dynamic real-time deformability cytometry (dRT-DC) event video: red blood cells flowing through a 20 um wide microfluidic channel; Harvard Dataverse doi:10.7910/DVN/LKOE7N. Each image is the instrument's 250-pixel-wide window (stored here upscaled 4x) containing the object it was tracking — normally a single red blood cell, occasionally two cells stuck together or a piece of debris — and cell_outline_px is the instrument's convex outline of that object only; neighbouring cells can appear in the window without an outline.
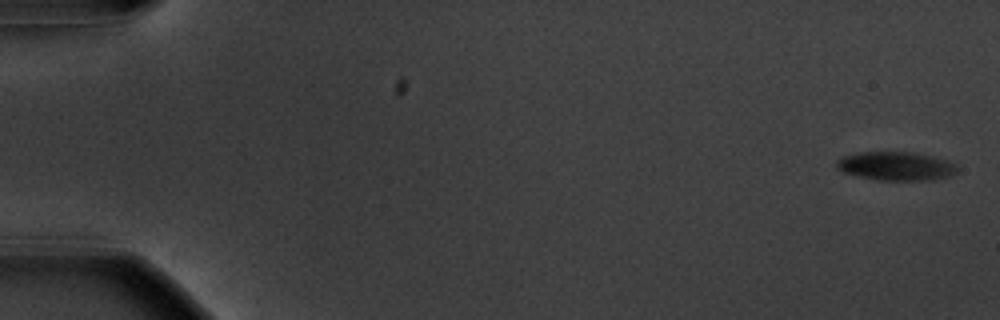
{"species": "common noctule bat (a hibernating species)", "species_latin": "Nyctalus noctula", "temperature_condition": "warm", "stored_images_in_passage": 23, "camera_frame_rate_fps": 3000, "um_per_image_px": 0.085, "animal": {"sex": "male", "body_mass_g": 20.1, "forearm_length_mm": 53.5}, "frame": {"image": 1, "passage_image": 1, "time_ms": 0.0, "image_size_px": [1000, 320], "cell_outline_px": [[960, 168], [952, 176], [932, 180], [876, 180], [844, 172], [836, 168], [836, 160], [844, 156], [860, 152], [912, 152], [932, 156], [948, 160], [956, 164]], "centroid_in_image_um": [76.21, 14.12], "position_along_channel_um": 8.8, "area_um2": 20.29}}
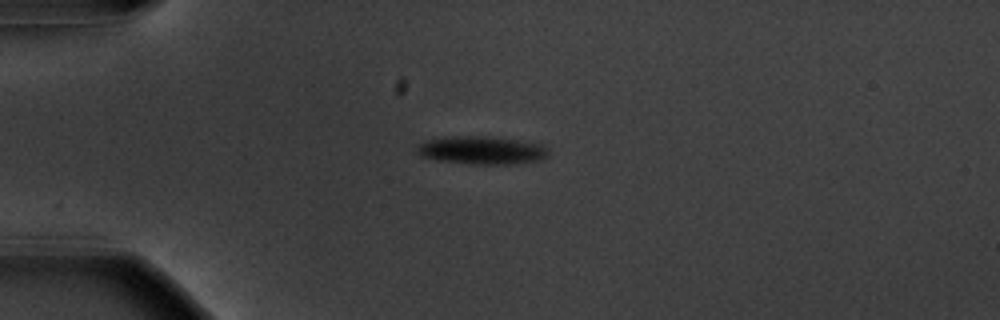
{"frame": {"image": 2, "passage_image": 15, "time_ms": 4.667, "image_size_px": [1000, 320], "cell_outline_px": [[548, 156], [540, 160], [512, 164], [472, 164], [440, 160], [420, 156], [416, 152], [416, 144], [424, 140], [444, 136], [488, 136], [540, 140], [544, 144], [548, 152]], "centroid_in_image_um": [41.01, 12.73], "position_along_channel_um": 44.0, "area_um2": 22.43}}
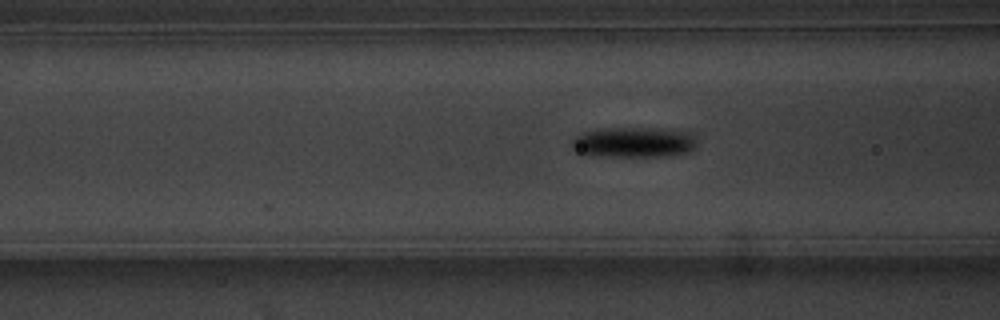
{"frame": {"image": 3, "passage_image": 23, "time_ms": 7.333, "image_size_px": [1000, 320], "cell_outline_px": [[696, 148], [688, 152], [672, 156], [592, 156], [576, 152], [572, 148], [572, 140], [580, 132], [604, 128], [656, 128], [688, 132], [696, 140]], "centroid_in_image_um": [53.84, 12.1], "position_along_channel_um": 112.8, "area_um2": 22.37}}